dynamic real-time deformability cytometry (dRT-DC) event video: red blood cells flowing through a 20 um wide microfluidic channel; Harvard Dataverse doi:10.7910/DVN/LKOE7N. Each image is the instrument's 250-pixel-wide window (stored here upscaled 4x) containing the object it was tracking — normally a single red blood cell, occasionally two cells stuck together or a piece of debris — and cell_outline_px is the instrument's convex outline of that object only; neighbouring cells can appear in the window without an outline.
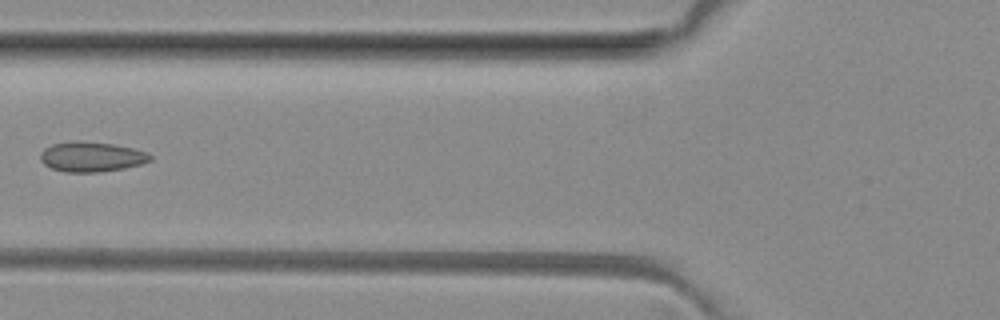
{"species": "common noctule bat (a hibernating species)", "species_latin": "Nyctalus noctula", "temperature_condition": "room temperature", "stored_images_in_passage": 5, "camera_frame_rate_fps": 3000, "um_per_image_px": 0.085, "animal": {"sex": "female", "body_mass_g": 29.2, "forearm_length_mm": 56.3}, "frame": {"image": 1, "passage_image": 5, "time_ms": 4.667, "image_size_px": [1000, 320], "cell_outline_px": [[152, 160], [140, 164], [124, 168], [100, 172], [64, 172], [52, 168], [44, 164], [40, 160], [40, 152], [44, 148], [52, 144], [72, 140], [80, 140], [112, 144], [136, 148], [148, 152], [152, 156]], "centroid_in_image_um": [7.77, 13.31], "position_along_channel_um": 118.0, "area_um2": 19.48}}